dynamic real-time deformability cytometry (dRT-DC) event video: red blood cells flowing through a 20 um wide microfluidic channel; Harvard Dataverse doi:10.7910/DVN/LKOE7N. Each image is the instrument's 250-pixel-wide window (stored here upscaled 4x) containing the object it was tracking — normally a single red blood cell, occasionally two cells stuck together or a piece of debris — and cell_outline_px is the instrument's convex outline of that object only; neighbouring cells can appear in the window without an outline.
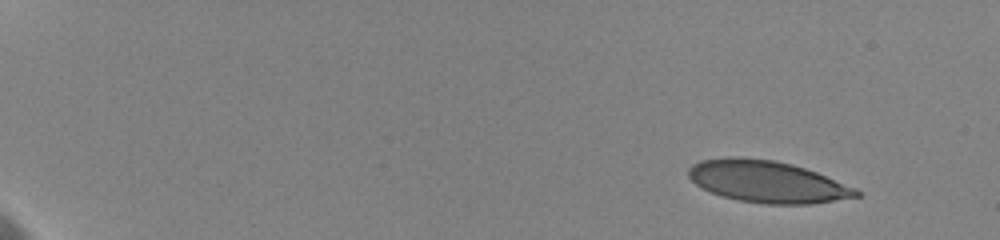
{"species": "human", "species_latin": "Homo sapiens", "temperature_condition": "cold", "stored_images_in_passage": 18, "camera_frame_rate_fps": 3000, "um_per_image_px": 0.085, "donor": {"sex": "female"}, "frame": {"image": 1, "passage_image": 1, "time_ms": 0.0, "image_size_px": [1000, 240], "cell_outline_px": [[860, 196], [812, 204], [764, 204], [740, 200], [724, 196], [712, 192], [696, 184], [688, 176], [688, 168], [692, 164], [700, 160], [728, 156], [740, 156], [772, 160], [792, 164], [816, 172], [856, 188], [860, 192]], "centroid_in_image_um": [65.2, 15.43], "position_along_channel_um": 19.8, "area_um2": 40.75}}
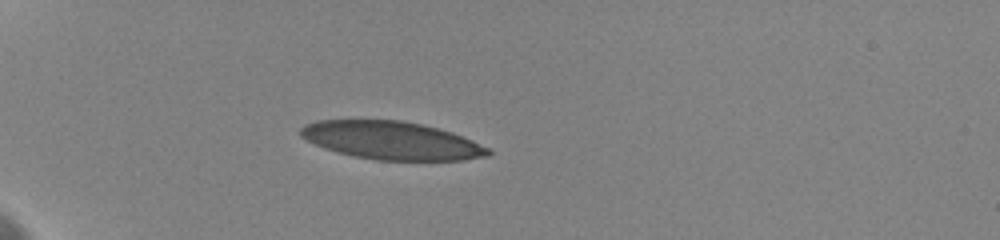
{"frame": {"image": 2, "passage_image": 14, "time_ms": 4.333, "image_size_px": [1000, 240], "cell_outline_px": [[492, 152], [488, 156], [464, 160], [376, 160], [356, 156], [324, 148], [300, 136], [300, 128], [304, 124], [316, 120], [400, 120], [420, 124], [452, 132], [472, 140], [488, 148]], "centroid_in_image_um": [33.28, 11.94], "position_along_channel_um": 51.7, "area_um2": 41.27}}